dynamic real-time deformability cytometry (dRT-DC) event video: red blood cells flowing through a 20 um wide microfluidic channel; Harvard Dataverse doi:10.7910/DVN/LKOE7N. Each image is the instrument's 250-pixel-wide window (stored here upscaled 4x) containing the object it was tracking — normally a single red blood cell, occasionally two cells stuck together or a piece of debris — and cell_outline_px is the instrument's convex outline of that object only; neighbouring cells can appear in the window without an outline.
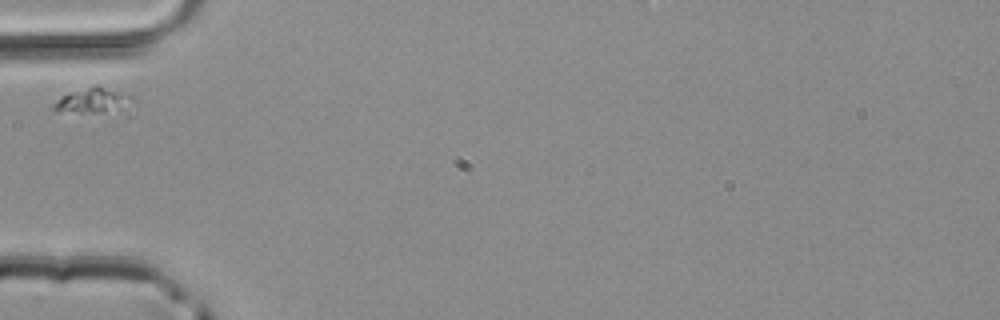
{"species": "common noctule bat (a hibernating species)", "species_latin": "Nyctalus noctula", "temperature_condition": "room temperature", "stored_images_in_passage": 25, "camera_frame_rate_fps": 3000, "um_per_image_px": 0.085, "animal": {"sex": "male", "body_mass_g": 20.4}, "frame": {"image": 1, "passage_image": 1, "time_ms": 0.0, "image_size_px": [1000, 320], "cell_outline_px": [[136, 100], [128, 116], [56, 112], [52, 108], [52, 104], [56, 100], [72, 92], [96, 84], [132, 96]], "centroid_in_image_um": [8.12, 8.67], "position_along_channel_um": 76.9, "area_um2": 13.18}}
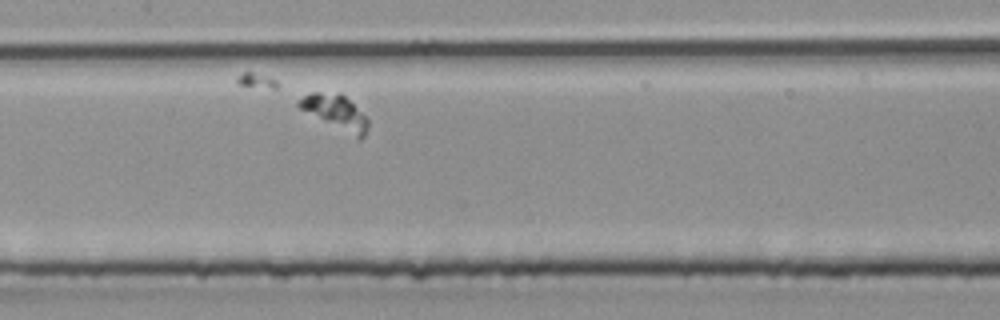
{"frame": {"image": 2, "passage_image": 9, "time_ms": 2.667, "image_size_px": [1000, 320], "cell_outline_px": [[368, 128], [364, 136], [360, 140], [300, 108], [296, 104], [296, 100], [312, 92], [340, 92], [368, 120]], "centroid_in_image_um": [28.51, 9.52], "position_along_channel_um": 178.9, "area_um2": 13.47}}
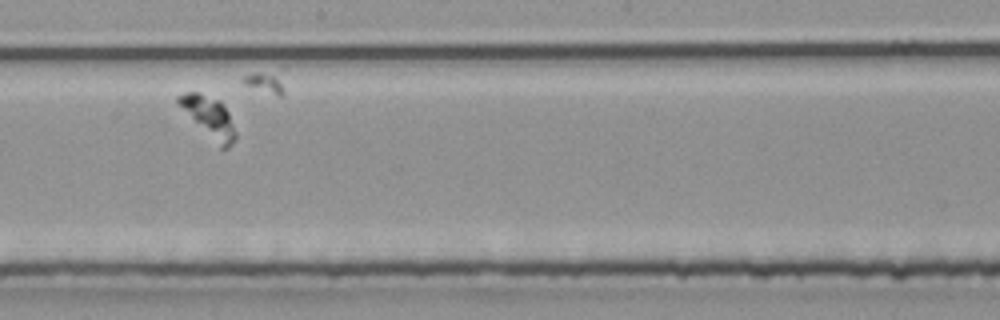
{"frame": {"image": 3, "passage_image": 13, "time_ms": 4.0, "image_size_px": [1000, 320], "cell_outline_px": [[236, 140], [228, 148], [220, 148], [176, 104], [176, 96], [184, 92], [196, 92], [220, 100], [224, 104], [228, 112], [236, 132]], "centroid_in_image_um": [17.76, 9.95], "position_along_channel_um": 230.4, "area_um2": 13.76}}